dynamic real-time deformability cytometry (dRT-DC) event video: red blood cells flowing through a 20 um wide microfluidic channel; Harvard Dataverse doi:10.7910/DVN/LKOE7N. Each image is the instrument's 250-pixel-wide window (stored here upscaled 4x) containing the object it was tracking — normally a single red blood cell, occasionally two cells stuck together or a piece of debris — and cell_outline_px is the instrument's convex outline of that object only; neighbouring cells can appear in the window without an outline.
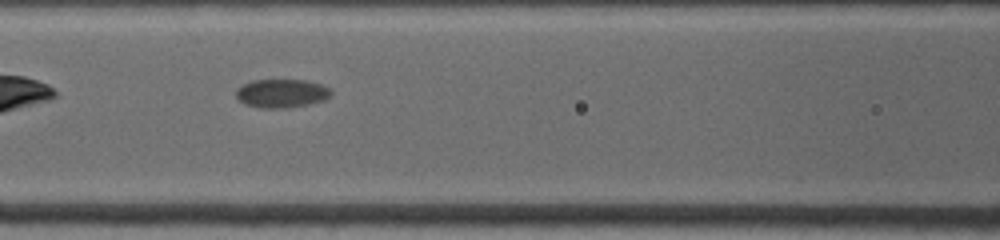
{"species": "common noctule bat (a hibernating species)", "species_latin": "Nyctalus noctula", "temperature_condition": "warm", "stored_images_in_passage": 18, "camera_frame_rate_fps": 4500, "um_per_image_px": 0.085, "animal": {"sex": "female", "body_mass_g": 19.0, "forearm_length_mm": 53.3}, "frame": {"image": 1, "passage_image": 11, "time_ms": 3.111, "image_size_px": [1000, 240], "cell_outline_px": [[332, 96], [324, 100], [308, 104], [288, 108], [260, 108], [244, 104], [236, 100], [236, 88], [252, 80], [308, 80], [324, 84], [332, 92]], "centroid_in_image_um": [23.93, 7.93], "position_along_channel_um": 142.7, "area_um2": 16.13}}
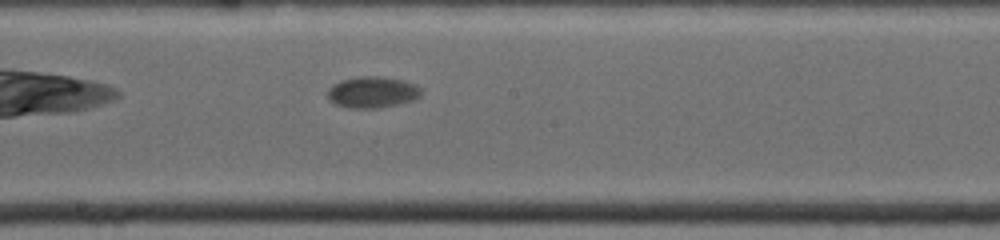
{"frame": {"image": 2, "passage_image": 18, "time_ms": 5.111, "image_size_px": [1000, 240], "cell_outline_px": [[420, 96], [416, 100], [400, 104], [376, 108], [348, 108], [336, 104], [328, 100], [328, 88], [332, 84], [340, 80], [360, 76], [380, 76], [404, 80], [420, 88]], "centroid_in_image_um": [31.63, 7.84], "position_along_channel_um": 216.6, "area_um2": 17.22}}